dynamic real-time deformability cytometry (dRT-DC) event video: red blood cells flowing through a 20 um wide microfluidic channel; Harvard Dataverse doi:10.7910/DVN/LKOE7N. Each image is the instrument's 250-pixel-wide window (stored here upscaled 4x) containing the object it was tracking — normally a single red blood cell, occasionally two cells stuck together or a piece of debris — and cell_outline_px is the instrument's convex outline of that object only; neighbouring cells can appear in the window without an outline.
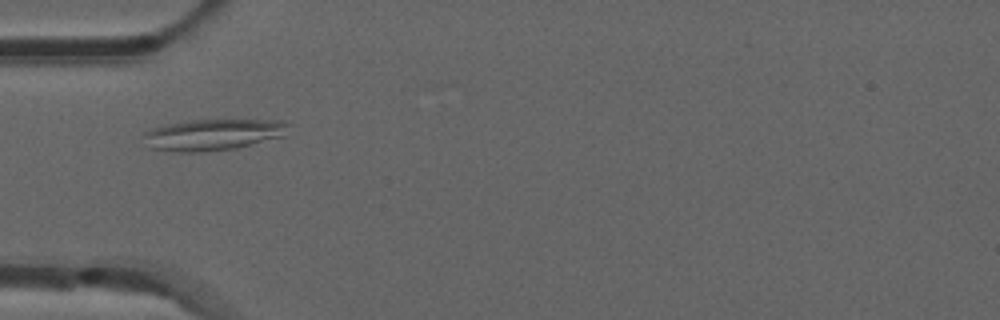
{"species": "common noctule bat (a hibernating species)", "species_latin": "Nyctalus noctula", "temperature_condition": "room temperature", "stored_images_in_passage": 37, "camera_frame_rate_fps": 3000, "um_per_image_px": 0.085, "animal": {"sex": "male", "forearm_length_mm": 52.5}, "frame": {"image": 1, "passage_image": 1, "time_ms": 0.0, "image_size_px": [1000, 320], "cell_outline_px": [[292, 124], [284, 136], [236, 148], [204, 152], [172, 152], [148, 148], [144, 136], [144, 132], [152, 128], [168, 124], [188, 120], [284, 120]], "centroid_in_image_um": [18.13, 11.45], "position_along_channel_um": 66.9, "area_um2": 26.7}}
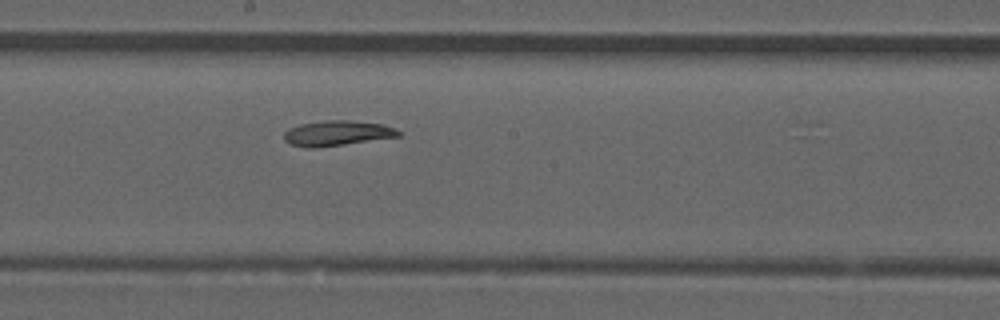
{"frame": {"image": 2, "passage_image": 13, "time_ms": 4.0, "image_size_px": [1000, 320], "cell_outline_px": [[400, 136], [344, 144], [312, 148], [308, 148], [292, 144], [284, 140], [284, 132], [288, 128], [300, 124], [324, 120], [348, 120], [384, 124], [396, 128], [400, 132]], "centroid_in_image_um": [28.65, 11.31], "position_along_channel_um": 219.6, "area_um2": 16.7}}
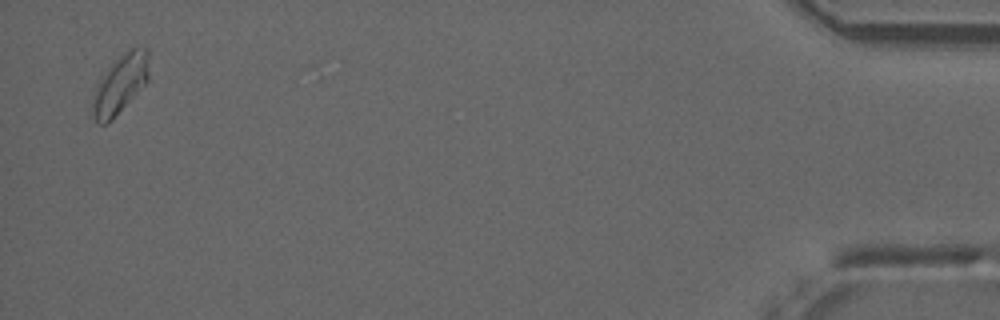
{"frame": {"image": 3, "passage_image": 36, "time_ms": 11.667, "image_size_px": [1000, 320], "cell_outline_px": [[148, 80], [112, 120], [104, 124], [96, 124], [92, 116], [92, 96], [100, 80], [112, 64], [124, 52], [132, 48], [148, 48]], "centroid_in_image_um": [10.2, 7.19], "position_along_channel_um": 425.0, "area_um2": 18.9}}